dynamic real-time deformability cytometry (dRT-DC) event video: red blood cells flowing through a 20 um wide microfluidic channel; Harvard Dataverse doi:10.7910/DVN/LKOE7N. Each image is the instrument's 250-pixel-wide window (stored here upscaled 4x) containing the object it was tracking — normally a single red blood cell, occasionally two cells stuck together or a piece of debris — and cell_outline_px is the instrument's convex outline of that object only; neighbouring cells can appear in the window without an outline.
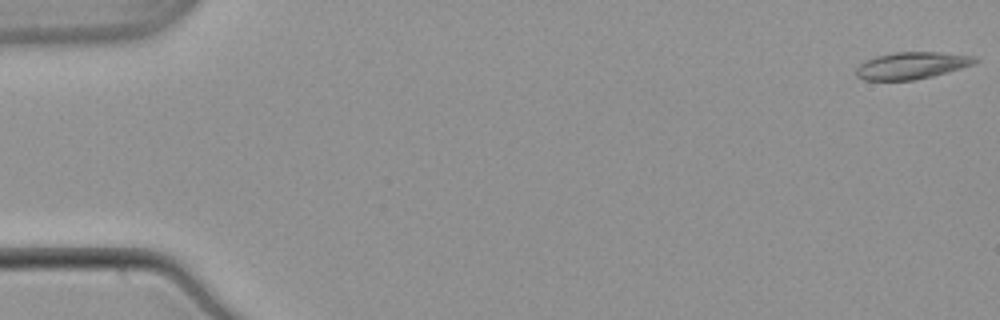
{"species": "common noctule bat (a hibernating species)", "species_latin": "Nyctalus noctula", "temperature_condition": "warm", "stored_images_in_passage": 10, "camera_frame_rate_fps": 3000, "um_per_image_px": 0.085, "animal": {"sex": "male", "body_mass_g": 21.5, "forearm_length_mm": 52.0}, "frame": {"image": 1, "passage_image": 1, "time_ms": 0.0, "image_size_px": [1000, 320], "cell_outline_px": [[980, 60], [972, 64], [960, 68], [932, 76], [912, 80], [864, 80], [856, 76], [856, 68], [864, 60], [876, 56], [896, 52], [936, 52], [976, 56]], "centroid_in_image_um": [77.46, 5.56], "position_along_channel_um": 7.5, "area_um2": 18.55}}